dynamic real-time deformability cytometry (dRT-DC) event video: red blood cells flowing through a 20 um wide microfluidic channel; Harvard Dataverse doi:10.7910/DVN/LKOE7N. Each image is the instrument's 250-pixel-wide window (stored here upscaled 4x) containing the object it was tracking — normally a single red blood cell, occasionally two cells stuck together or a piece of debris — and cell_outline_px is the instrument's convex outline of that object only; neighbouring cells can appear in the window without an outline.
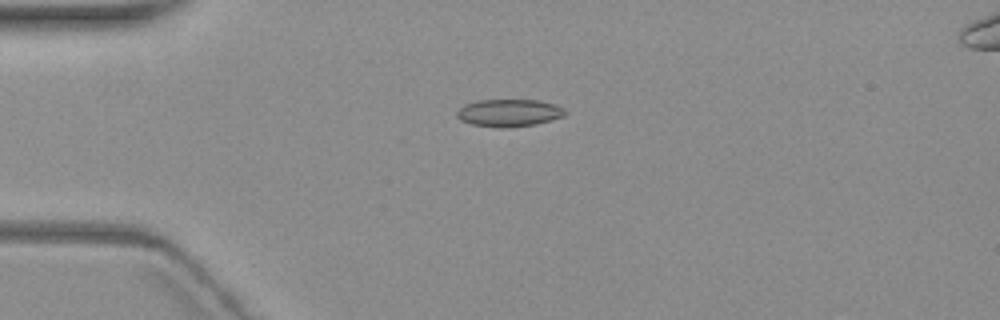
{"species": "common noctule bat (a hibernating species)", "species_latin": "Nyctalus noctula", "temperature_condition": "warm", "stored_images_in_passage": 3, "camera_frame_rate_fps": 3000, "um_per_image_px": 0.085, "animal": {"sex": "female", "body_mass_g": 19.3, "forearm_length_mm": 54.1}, "frame": {"image": 1, "passage_image": 2, "time_ms": 1.0, "image_size_px": [1000, 320], "cell_outline_px": [[568, 112], [564, 116], [536, 124], [504, 128], [472, 124], [460, 120], [456, 116], [456, 112], [464, 104], [476, 100], [540, 100], [556, 104], [564, 108]], "centroid_in_image_um": [43.28, 9.58], "position_along_channel_um": 41.7, "area_um2": 17.4}}